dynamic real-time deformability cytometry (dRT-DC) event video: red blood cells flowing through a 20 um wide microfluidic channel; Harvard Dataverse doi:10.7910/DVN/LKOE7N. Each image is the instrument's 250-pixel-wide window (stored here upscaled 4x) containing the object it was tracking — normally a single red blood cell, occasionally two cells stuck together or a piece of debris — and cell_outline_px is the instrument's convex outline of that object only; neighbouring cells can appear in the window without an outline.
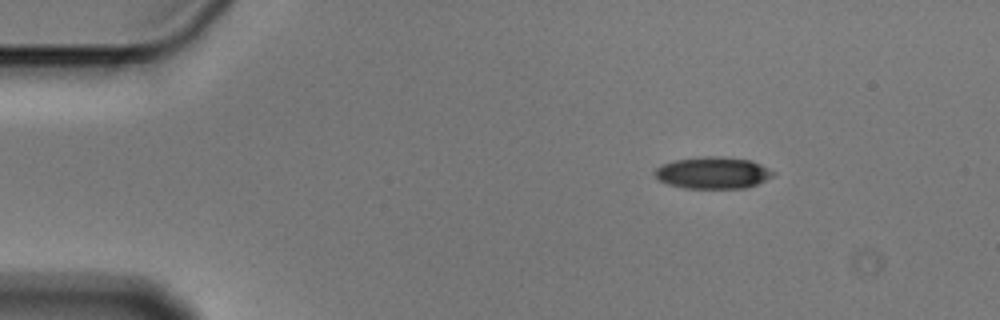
{"species": "Egyptian fruit bat (a non-hibernating species)", "species_latin": "Rousettus aegyptiacus", "temperature_condition": "cold", "stored_images_in_passage": 3, "camera_frame_rate_fps": 3000, "um_per_image_px": 0.085, "animal": {"sex": "male"}, "frame": {"image": 1, "passage_image": 1, "time_ms": 0.0, "image_size_px": [1000, 320], "cell_outline_px": [[776, 172], [772, 176], [756, 184], [744, 188], [684, 188], [668, 184], [656, 180], [652, 172], [660, 164], [676, 160], [704, 156], [724, 156], [752, 160]], "centroid_in_image_um": [60.54, 14.68], "position_along_channel_um": 24.5, "area_um2": 22.14}}